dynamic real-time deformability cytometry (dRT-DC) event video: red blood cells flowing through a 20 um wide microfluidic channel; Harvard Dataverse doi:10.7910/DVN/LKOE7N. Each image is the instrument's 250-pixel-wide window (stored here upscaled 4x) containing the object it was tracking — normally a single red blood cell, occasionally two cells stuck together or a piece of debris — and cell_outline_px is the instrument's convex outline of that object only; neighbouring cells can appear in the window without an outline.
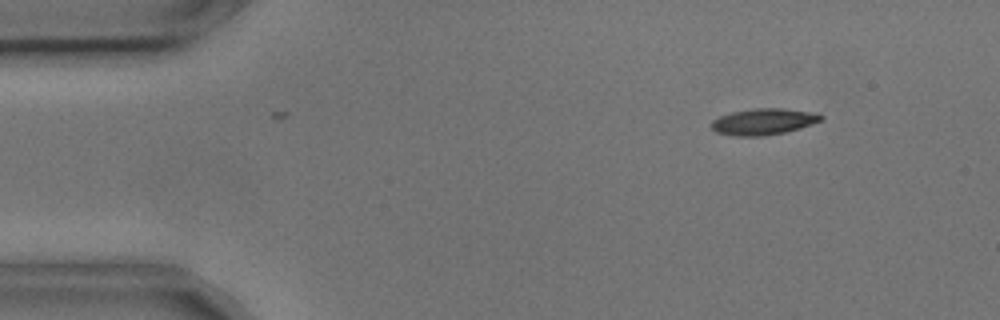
{"species": "common noctule bat (a hibernating species)", "species_latin": "Nyctalus noctula", "temperature_condition": "cold", "stored_images_in_passage": 6, "camera_frame_rate_fps": 3000, "um_per_image_px": 0.085, "animal": {"sex": "male", "body_mass_g": 17.9, "forearm_length_mm": 54.2}, "frame": {"image": 1, "passage_image": 1, "time_ms": 0.0, "image_size_px": [1000, 320], "cell_outline_px": [[824, 116], [820, 120], [800, 128], [784, 132], [764, 136], [736, 136], [716, 132], [712, 128], [712, 120], [720, 116], [732, 112], [756, 108], [780, 108], [808, 112]], "centroid_in_image_um": [64.84, 10.34], "position_along_channel_um": 20.2, "area_um2": 16.42}}
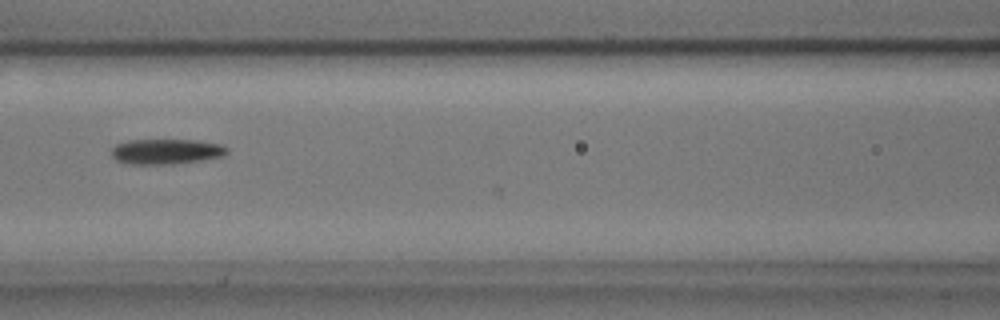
{"frame": {"image": 2, "passage_image": 5, "time_ms": 1.333, "image_size_px": [1000, 320], "cell_outline_px": [[228, 152], [224, 156], [200, 160], [172, 164], [124, 164], [116, 160], [112, 156], [112, 148], [116, 144], [128, 140], [196, 140], [220, 144], [228, 148]], "centroid_in_image_um": [14.11, 12.88], "position_along_channel_um": 152.5, "area_um2": 17.05}}
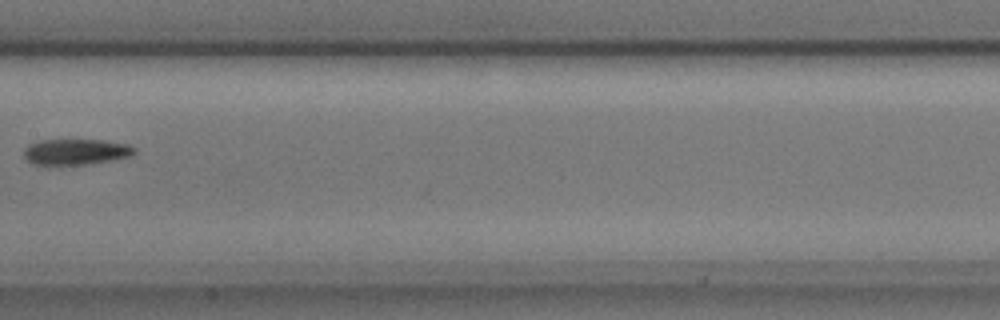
{"frame": {"image": 3, "passage_image": 6, "time_ms": 1.667, "image_size_px": [1000, 320], "cell_outline_px": [[136, 152], [132, 156], [112, 160], [84, 164], [32, 164], [24, 156], [24, 148], [28, 144], [40, 140], [104, 140], [128, 144], [136, 148]], "centroid_in_image_um": [6.47, 12.89], "position_along_channel_um": 200.9, "area_um2": 16.59}}